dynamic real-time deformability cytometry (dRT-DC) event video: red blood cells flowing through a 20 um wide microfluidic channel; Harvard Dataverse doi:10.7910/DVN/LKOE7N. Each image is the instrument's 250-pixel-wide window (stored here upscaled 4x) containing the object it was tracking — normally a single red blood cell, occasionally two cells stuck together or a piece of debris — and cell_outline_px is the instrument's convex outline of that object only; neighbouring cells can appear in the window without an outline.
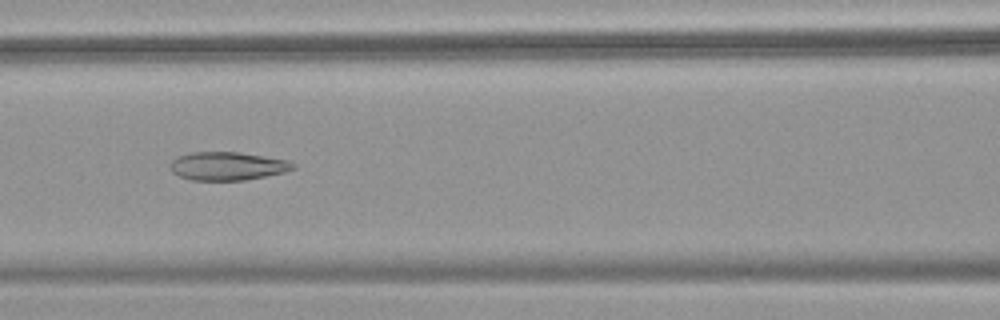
{"species": "common noctule bat (a hibernating species)", "species_latin": "Nyctalus noctula", "temperature_condition": "warm", "stored_images_in_passage": 53, "camera_frame_rate_fps": 3000, "um_per_image_px": 0.085, "animal": {"sex": "female", "body_mass_g": 18.4}, "frame": {"image": 1, "passage_image": 24, "time_ms": 7.667, "image_size_px": [1000, 320], "cell_outline_px": [[296, 168], [284, 172], [244, 180], [192, 180], [180, 176], [172, 172], [168, 164], [176, 156], [192, 152], [240, 152], [288, 160], [296, 164]], "centroid_in_image_um": [19.32, 14.1], "position_along_channel_um": 147.3, "area_um2": 20.35}}
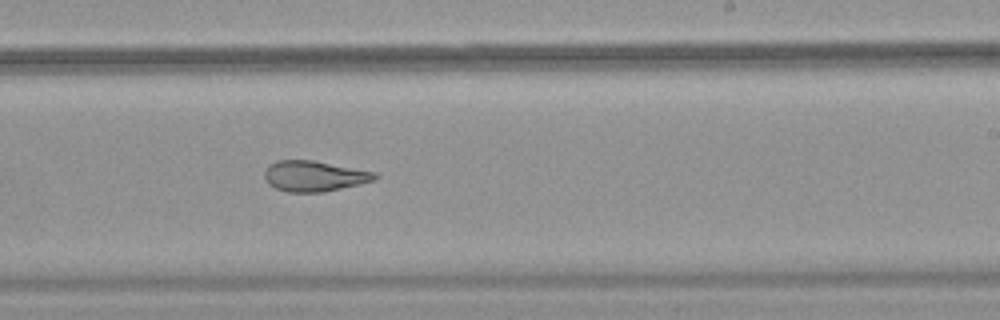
{"frame": {"image": 2, "passage_image": 33, "time_ms": 10.667, "image_size_px": [1000, 320], "cell_outline_px": [[380, 176], [376, 180], [324, 192], [288, 192], [276, 188], [268, 184], [264, 176], [264, 172], [268, 164], [276, 160], [312, 160], [376, 172]], "centroid_in_image_um": [26.7, 14.96], "position_along_channel_um": 262.3, "area_um2": 19.77}}
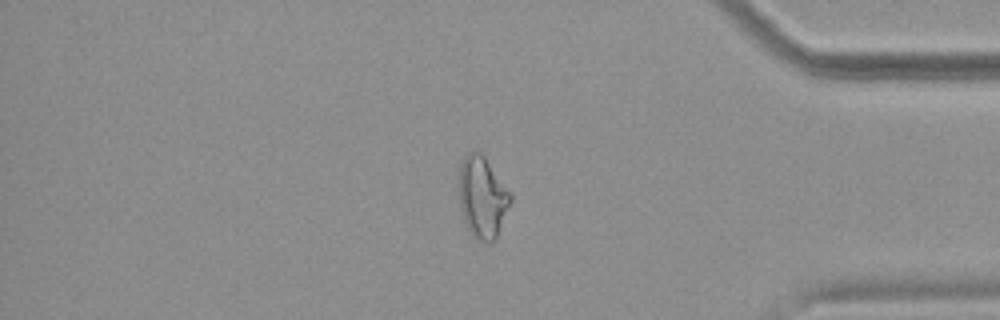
{"frame": {"image": 3, "passage_image": 45, "time_ms": 14.667, "image_size_px": [1000, 320], "cell_outline_px": [[512, 200], [496, 236], [492, 244], [488, 244], [476, 240], [468, 232], [460, 208], [460, 164], [464, 156], [468, 152], [480, 152], [484, 156], [512, 192]], "centroid_in_image_um": [41.02, 16.79], "position_along_channel_um": 394.2, "area_um2": 24.62}, "authors_computed_cell_mechanics": {"area_um2": 25.143, "velocity_mm_per_s": 3.8532, "shape_relaxation_time_tau1_ms": null, "shape_relaxation_time_tau2_ms": 2.6799, "deformation_change_tau1": null, "deformation_change_tau2": 0.1085}}